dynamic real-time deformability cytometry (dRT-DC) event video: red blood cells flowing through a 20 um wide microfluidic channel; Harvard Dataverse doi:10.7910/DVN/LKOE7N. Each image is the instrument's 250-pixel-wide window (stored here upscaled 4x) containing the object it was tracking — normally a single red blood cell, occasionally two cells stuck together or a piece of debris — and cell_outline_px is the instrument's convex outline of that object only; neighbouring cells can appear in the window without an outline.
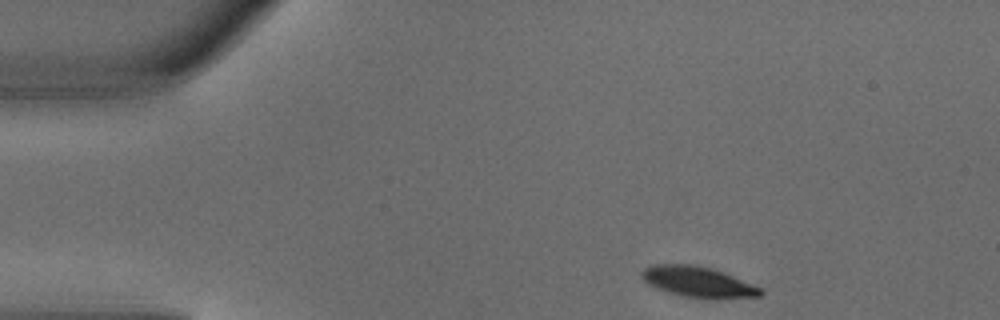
{"species": "common noctule bat (a hibernating species)", "species_latin": "Nyctalus noctula", "temperature_condition": "warm", "stored_images_in_passage": 3, "camera_frame_rate_fps": 3000, "um_per_image_px": 0.085, "animal": {"sex": "male", "body_mass_g": 18.8}, "frame": {"image": 1, "passage_image": 1, "time_ms": 0.0, "image_size_px": [1000, 320], "cell_outline_px": [[764, 292], [760, 296], [712, 300], [680, 296], [656, 288], [648, 284], [640, 276], [640, 272], [644, 268], [652, 264], [692, 264], [712, 268], [764, 288]], "centroid_in_image_um": [59.35, 23.98], "position_along_channel_um": 25.7, "area_um2": 21.73}}
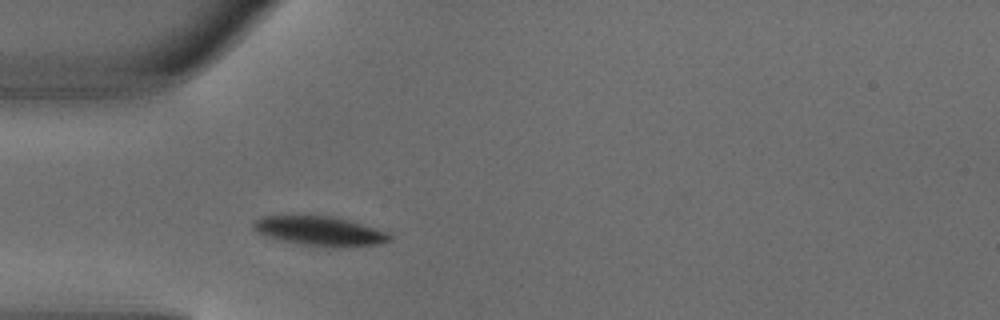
{"frame": {"image": 2, "passage_image": 3, "time_ms": 0.667, "image_size_px": [1000, 320], "cell_outline_px": [[392, 240], [380, 244], [336, 248], [304, 244], [284, 240], [268, 236], [252, 228], [252, 224], [256, 220], [264, 216], [332, 216], [348, 220], [376, 228], [388, 232], [392, 236]], "centroid_in_image_um": [27.28, 19.64], "position_along_channel_um": 57.7, "area_um2": 23.0}}